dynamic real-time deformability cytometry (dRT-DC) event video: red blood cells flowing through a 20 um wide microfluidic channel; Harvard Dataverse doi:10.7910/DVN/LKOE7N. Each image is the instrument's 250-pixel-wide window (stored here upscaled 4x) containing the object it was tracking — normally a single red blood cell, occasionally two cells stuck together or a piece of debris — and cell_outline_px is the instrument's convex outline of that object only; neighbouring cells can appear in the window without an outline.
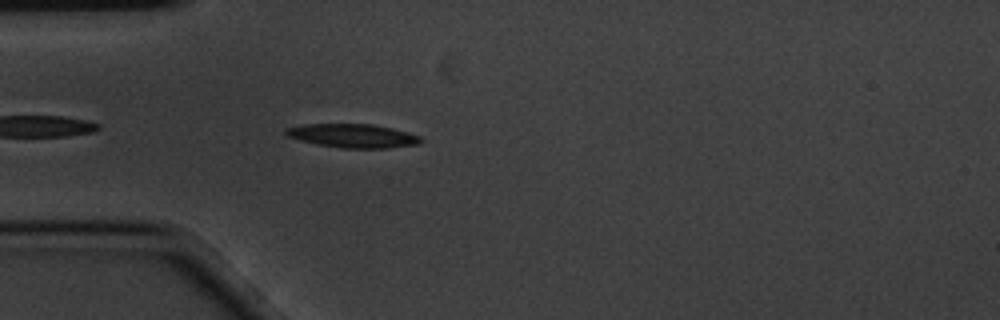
{"species": "common noctule bat (a hibernating species)", "species_latin": "Nyctalus noctula", "temperature_condition": "cold", "stored_images_in_passage": 3, "camera_frame_rate_fps": 3000, "um_per_image_px": 0.085, "animal": {"sex": "male", "body_mass_g": 20.1, "forearm_length_mm": 53.5}, "frame": {"image": 1, "passage_image": 3, "time_ms": 0.667, "image_size_px": [1000, 320], "cell_outline_px": [[424, 140], [420, 144], [388, 148], [340, 148], [316, 144], [300, 140], [288, 136], [284, 132], [284, 128], [304, 124], [372, 124], [392, 128], [420, 136]], "centroid_in_image_um": [30.0, 11.54], "position_along_channel_um": 55.0, "area_um2": 18.73}}